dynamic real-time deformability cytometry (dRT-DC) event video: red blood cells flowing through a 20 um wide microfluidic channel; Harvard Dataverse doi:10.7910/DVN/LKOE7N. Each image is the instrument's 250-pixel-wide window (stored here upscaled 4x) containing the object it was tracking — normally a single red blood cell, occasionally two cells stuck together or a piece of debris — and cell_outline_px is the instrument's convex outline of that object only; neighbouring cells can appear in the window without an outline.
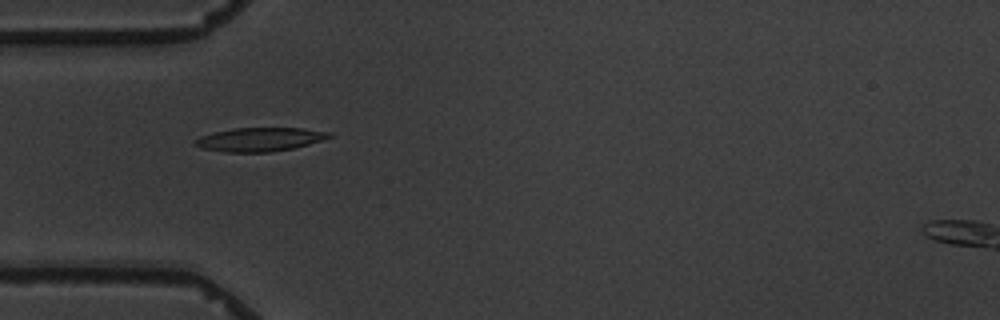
{"species": "common noctule bat (a hibernating species)", "species_latin": "Nyctalus noctula", "temperature_condition": "warm", "stored_images_in_passage": 8, "camera_frame_rate_fps": 3000, "um_per_image_px": 0.085, "animal": {"sex": "male", "body_mass_g": 19.5, "forearm_length_mm": 54.6}, "frame": {"image": 1, "passage_image": 2, "time_ms": 1.0, "image_size_px": [1000, 320], "cell_outline_px": [[332, 136], [308, 144], [292, 148], [272, 152], [224, 152], [200, 148], [192, 140], [200, 136], [232, 128], [304, 128], [332, 132]], "centroid_in_image_um": [22.06, 11.85], "position_along_channel_um": 62.9, "area_um2": 18.5}}
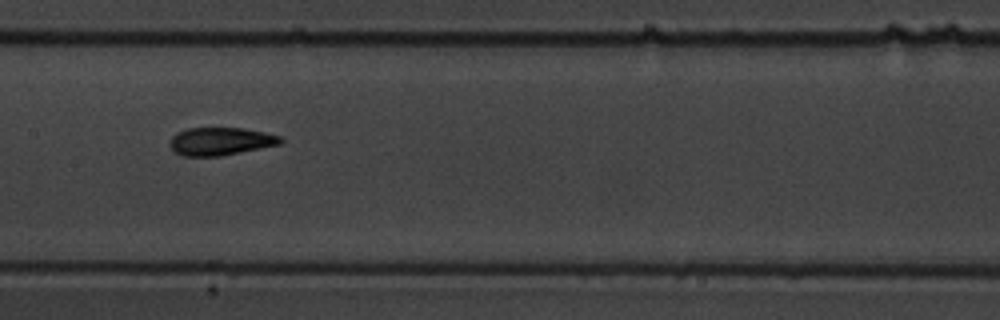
{"frame": {"image": 2, "passage_image": 5, "time_ms": 4.667, "image_size_px": [1000, 320], "cell_outline_px": [[284, 140], [280, 144], [220, 156], [184, 156], [176, 152], [168, 144], [172, 136], [176, 132], [188, 128], [244, 128], [264, 132], [280, 136]], "centroid_in_image_um": [18.73, 12.0], "position_along_channel_um": 188.7, "area_um2": 17.92}}
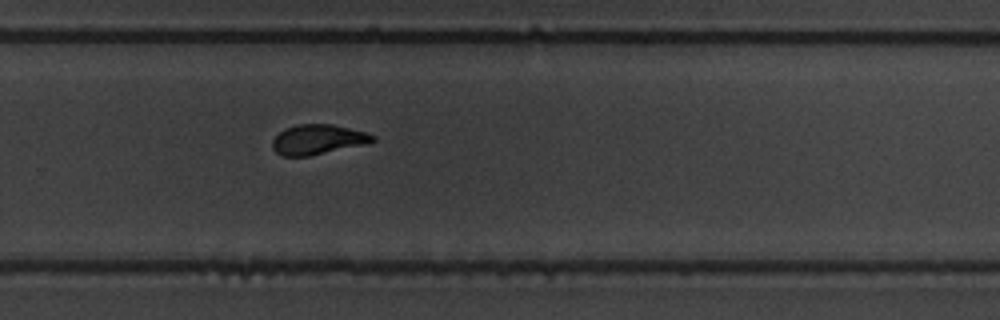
{"frame": {"image": 3, "passage_image": 8, "time_ms": 8.0, "image_size_px": [1000, 320], "cell_outline_px": [[376, 140], [368, 144], [308, 156], [280, 156], [272, 148], [272, 140], [284, 128], [296, 124], [332, 124], [368, 132], [376, 136]], "centroid_in_image_um": [27.04, 11.85], "position_along_channel_um": 302.8, "area_um2": 17.74}}